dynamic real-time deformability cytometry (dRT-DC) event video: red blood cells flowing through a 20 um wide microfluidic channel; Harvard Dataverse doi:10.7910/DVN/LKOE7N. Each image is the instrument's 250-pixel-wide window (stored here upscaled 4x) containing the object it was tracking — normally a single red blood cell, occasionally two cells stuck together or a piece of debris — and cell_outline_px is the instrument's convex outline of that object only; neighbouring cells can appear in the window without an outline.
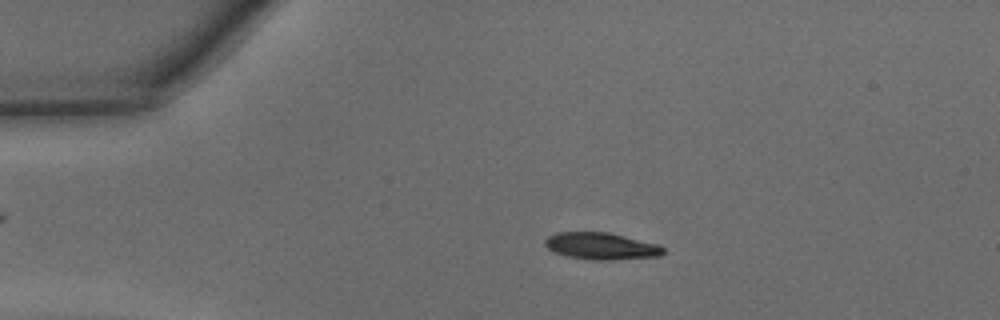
{"species": "common noctule bat (a hibernating species)", "species_latin": "Nyctalus noctula", "temperature_condition": "warm", "stored_images_in_passage": 46, "camera_frame_rate_fps": 3000, "um_per_image_px": 0.085, "animal": {"sex": "male", "body_mass_g": 15.6}, "frame": {"image": 1, "passage_image": 9, "time_ms": 2.667, "image_size_px": [1000, 320], "cell_outline_px": [[664, 252], [660, 256], [608, 260], [596, 260], [568, 256], [556, 252], [548, 248], [544, 244], [544, 240], [548, 236], [556, 232], [608, 232], [660, 244], [664, 248]], "centroid_in_image_um": [51.12, 20.9], "position_along_channel_um": 33.9, "area_um2": 18.5}}
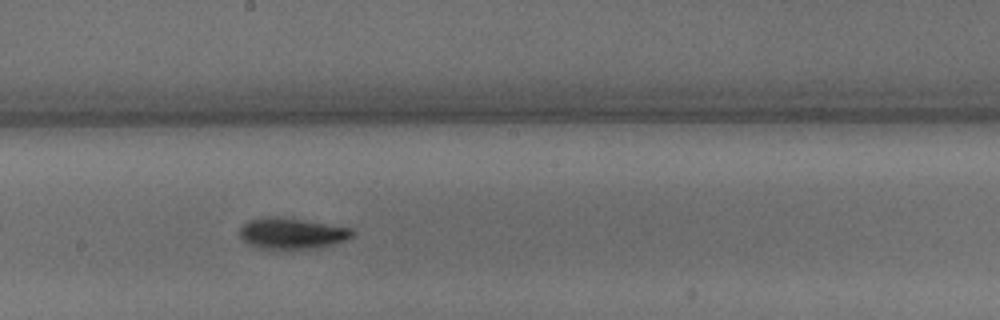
{"frame": {"image": 2, "passage_image": 25, "time_ms": 8.0, "image_size_px": [1000, 320], "cell_outline_px": [[356, 232], [348, 240], [320, 248], [292, 252], [260, 248], [248, 244], [240, 236], [240, 228], [248, 220], [268, 216], [280, 216], [352, 228]], "centroid_in_image_um": [24.84, 19.88], "position_along_channel_um": 223.4, "area_um2": 21.27}}
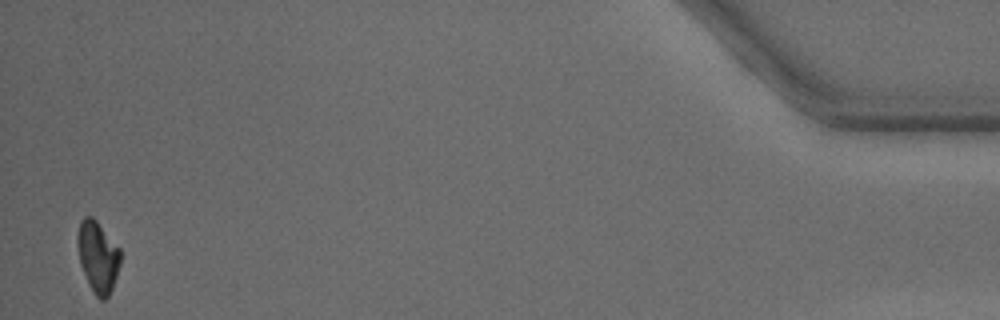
{"frame": {"image": 3, "passage_image": 45, "time_ms": 14.667, "image_size_px": [1000, 320], "cell_outline_px": [[120, 264], [112, 288], [108, 296], [104, 300], [100, 300], [92, 292], [88, 284], [80, 264], [80, 220], [84, 216], [92, 216], [96, 220], [120, 248]], "centroid_in_image_um": [8.35, 21.86], "position_along_channel_um": 426.8, "area_um2": 17.28}, "authors_computed_cell_mechanics": {"area_um2": 18.8717, "velocity_mm_per_s": 4.3664, "shape_relaxation_time_tau1_ms": 2.443, "shape_relaxation_time_tau2_ms": 2.1043, "deformation_change_tau1": 0.1319, "deformation_change_tau2": 0.0773}}